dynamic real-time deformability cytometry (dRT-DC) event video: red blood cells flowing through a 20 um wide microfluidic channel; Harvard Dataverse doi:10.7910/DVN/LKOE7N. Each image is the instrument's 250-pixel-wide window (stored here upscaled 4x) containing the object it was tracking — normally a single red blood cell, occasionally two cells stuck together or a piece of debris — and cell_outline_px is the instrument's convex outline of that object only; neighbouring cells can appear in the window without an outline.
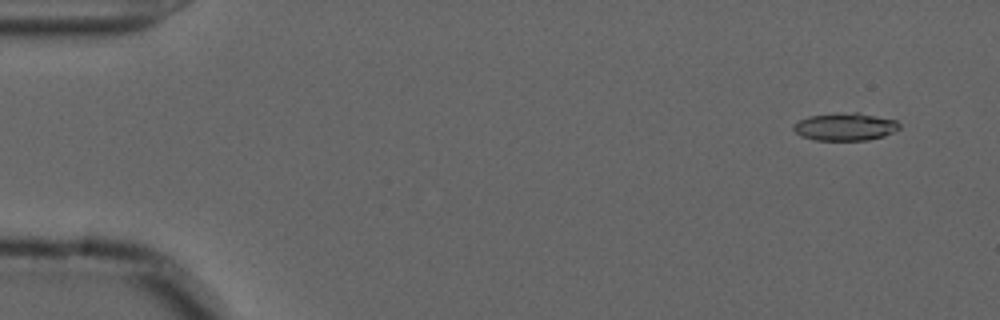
{"species": "common noctule bat (a hibernating species)", "species_latin": "Nyctalus noctula", "temperature_condition": "cold", "stored_images_in_passage": 56, "camera_frame_rate_fps": 3000, "um_per_image_px": 0.085, "animal": {"sex": "male", "forearm_length_mm": 52.5}, "frame": {"image": 1, "passage_image": 4, "time_ms": 1.0, "image_size_px": [1000, 320], "cell_outline_px": [[900, 128], [884, 136], [868, 140], [812, 140], [800, 136], [792, 128], [792, 124], [808, 116], [836, 112], [860, 112], [896, 120], [900, 124]], "centroid_in_image_um": [71.81, 10.76], "position_along_channel_um": 13.2, "area_um2": 17.4}}
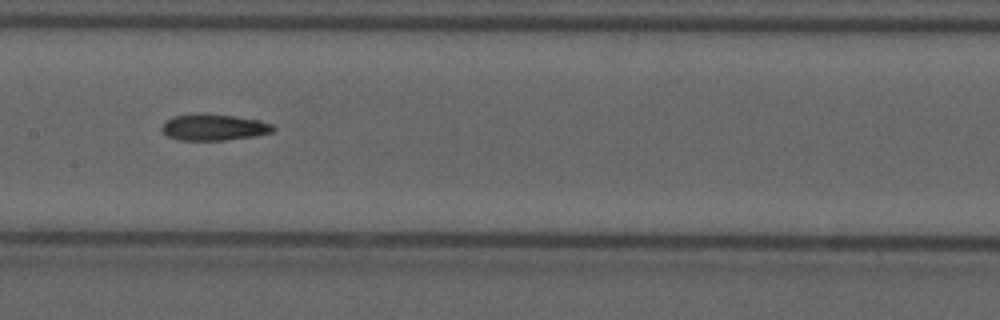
{"frame": {"image": 2, "passage_image": 28, "time_ms": 9.0, "image_size_px": [1000, 320], "cell_outline_px": [[276, 128], [272, 132], [256, 136], [224, 140], [180, 140], [168, 136], [160, 128], [164, 120], [172, 116], [232, 116], [260, 120], [272, 124]], "centroid_in_image_um": [18.2, 10.86], "position_along_channel_um": 189.2, "area_um2": 16.47}}
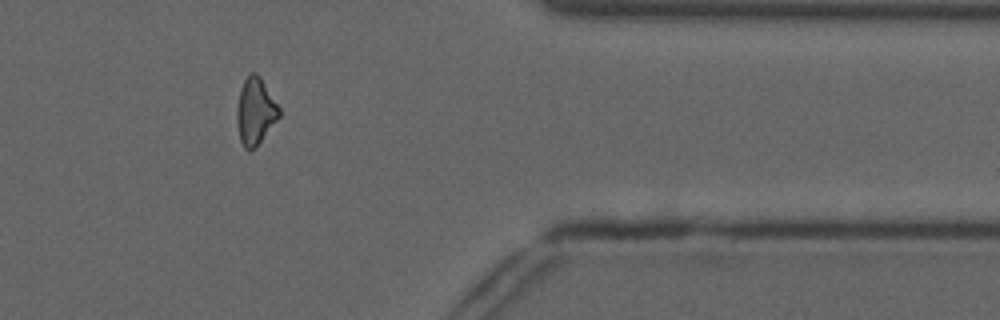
{"frame": {"image": 3, "passage_image": 46, "time_ms": 15.0, "image_size_px": [1000, 320], "cell_outline_px": [[280, 116], [256, 148], [248, 152], [244, 148], [240, 140], [236, 120], [236, 108], [240, 88], [244, 80], [252, 72], [256, 72], [260, 76], [280, 108]], "centroid_in_image_um": [21.69, 9.49], "position_along_channel_um": 389.7, "area_um2": 16.65}, "authors_computed_cell_mechanics": {"area_um2": 17.1955, "velocity_mm_per_s": 3.6912, "shape_relaxation_time_tau1_ms": null, "shape_relaxation_time_tau2_ms": 2.723, "deformation_change_tau1": null, "deformation_change_tau2": 0.1083}}